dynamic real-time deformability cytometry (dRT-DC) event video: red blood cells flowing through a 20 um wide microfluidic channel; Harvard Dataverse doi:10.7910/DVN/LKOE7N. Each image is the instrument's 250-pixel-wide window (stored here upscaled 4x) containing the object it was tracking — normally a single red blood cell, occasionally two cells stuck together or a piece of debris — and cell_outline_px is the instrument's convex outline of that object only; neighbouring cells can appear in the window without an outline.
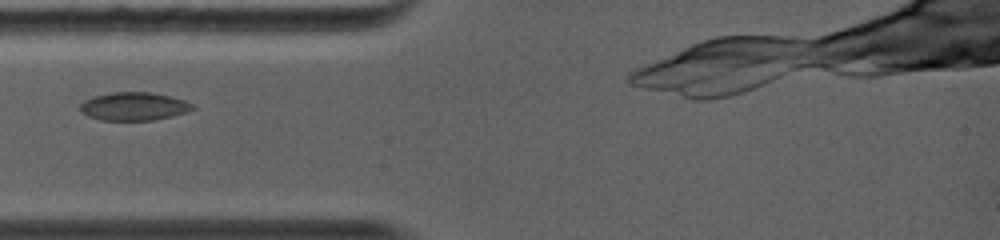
{"species": "common noctule bat (a hibernating species)", "species_latin": "Nyctalus noctula", "temperature_condition": "warm", "stored_images_in_passage": 32, "camera_frame_rate_fps": 5000, "um_per_image_px": 0.085, "animal": {"sex": "female", "body_mass_g": 19.0, "forearm_length_mm": 56.7}, "frame": {"image": 1, "passage_image": 1, "time_ms": 0.0, "image_size_px": [1000, 240], "cell_outline_px": [[196, 108], [188, 112], [156, 120], [100, 120], [88, 116], [80, 112], [80, 104], [84, 100], [92, 96], [112, 92], [152, 92], [184, 100], [196, 104]], "centroid_in_image_um": [11.39, 9.04], "position_along_channel_um": 73.6, "area_um2": 18.73}}
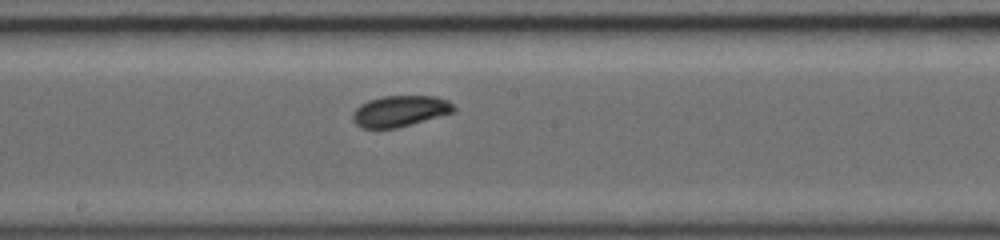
{"frame": {"image": 2, "passage_image": 13, "time_ms": 3.2, "image_size_px": [1000, 240], "cell_outline_px": [[456, 112], [412, 124], [396, 128], [364, 128], [356, 124], [352, 120], [352, 112], [360, 104], [368, 100], [384, 96], [436, 96], [448, 100], [456, 108]], "centroid_in_image_um": [34.01, 9.44], "position_along_channel_um": 214.2, "area_um2": 18.44}}
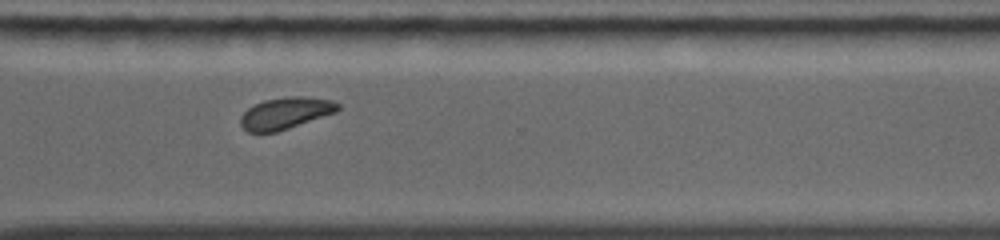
{"frame": {"image": 3, "passage_image": 24, "time_ms": 6.2, "image_size_px": [1000, 240], "cell_outline_px": [[340, 108], [336, 112], [276, 132], [248, 132], [240, 124], [240, 116], [248, 108], [264, 100], [292, 96], [304, 96], [332, 100], [340, 104]], "centroid_in_image_um": [24.27, 9.61], "position_along_channel_um": 346.3, "area_um2": 17.8}}